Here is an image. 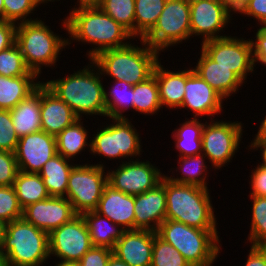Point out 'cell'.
<instances>
[{
    "instance_id": "cell-41",
    "label": "cell",
    "mask_w": 266,
    "mask_h": 266,
    "mask_svg": "<svg viewBox=\"0 0 266 266\" xmlns=\"http://www.w3.org/2000/svg\"><path fill=\"white\" fill-rule=\"evenodd\" d=\"M21 208L16 191L12 186H0V220L5 224L22 218Z\"/></svg>"
},
{
    "instance_id": "cell-21",
    "label": "cell",
    "mask_w": 266,
    "mask_h": 266,
    "mask_svg": "<svg viewBox=\"0 0 266 266\" xmlns=\"http://www.w3.org/2000/svg\"><path fill=\"white\" fill-rule=\"evenodd\" d=\"M41 130L57 136L79 118L71 108L52 92L42 81L40 84Z\"/></svg>"
},
{
    "instance_id": "cell-19",
    "label": "cell",
    "mask_w": 266,
    "mask_h": 266,
    "mask_svg": "<svg viewBox=\"0 0 266 266\" xmlns=\"http://www.w3.org/2000/svg\"><path fill=\"white\" fill-rule=\"evenodd\" d=\"M134 230L156 232L166 219L165 176L155 188L135 196Z\"/></svg>"
},
{
    "instance_id": "cell-38",
    "label": "cell",
    "mask_w": 266,
    "mask_h": 266,
    "mask_svg": "<svg viewBox=\"0 0 266 266\" xmlns=\"http://www.w3.org/2000/svg\"><path fill=\"white\" fill-rule=\"evenodd\" d=\"M0 75L5 77L38 76L26 66L16 43L0 52Z\"/></svg>"
},
{
    "instance_id": "cell-45",
    "label": "cell",
    "mask_w": 266,
    "mask_h": 266,
    "mask_svg": "<svg viewBox=\"0 0 266 266\" xmlns=\"http://www.w3.org/2000/svg\"><path fill=\"white\" fill-rule=\"evenodd\" d=\"M251 173V176H249L251 178L249 182V185H251L249 195L266 197V167L258 164Z\"/></svg>"
},
{
    "instance_id": "cell-40",
    "label": "cell",
    "mask_w": 266,
    "mask_h": 266,
    "mask_svg": "<svg viewBox=\"0 0 266 266\" xmlns=\"http://www.w3.org/2000/svg\"><path fill=\"white\" fill-rule=\"evenodd\" d=\"M4 3V20L14 24L33 21L29 14L36 10L40 2L38 0H3Z\"/></svg>"
},
{
    "instance_id": "cell-34",
    "label": "cell",
    "mask_w": 266,
    "mask_h": 266,
    "mask_svg": "<svg viewBox=\"0 0 266 266\" xmlns=\"http://www.w3.org/2000/svg\"><path fill=\"white\" fill-rule=\"evenodd\" d=\"M160 109L162 106L154 74L144 82L133 85V110L141 114L154 115Z\"/></svg>"
},
{
    "instance_id": "cell-30",
    "label": "cell",
    "mask_w": 266,
    "mask_h": 266,
    "mask_svg": "<svg viewBox=\"0 0 266 266\" xmlns=\"http://www.w3.org/2000/svg\"><path fill=\"white\" fill-rule=\"evenodd\" d=\"M81 120H76L56 136L57 153L69 160L73 158L72 161L76 155L78 156L85 150L86 146H88V151H91V144L88 143L89 132Z\"/></svg>"
},
{
    "instance_id": "cell-15",
    "label": "cell",
    "mask_w": 266,
    "mask_h": 266,
    "mask_svg": "<svg viewBox=\"0 0 266 266\" xmlns=\"http://www.w3.org/2000/svg\"><path fill=\"white\" fill-rule=\"evenodd\" d=\"M232 17L224 0L190 1L191 36H203L201 43L225 37L219 33L225 30Z\"/></svg>"
},
{
    "instance_id": "cell-36",
    "label": "cell",
    "mask_w": 266,
    "mask_h": 266,
    "mask_svg": "<svg viewBox=\"0 0 266 266\" xmlns=\"http://www.w3.org/2000/svg\"><path fill=\"white\" fill-rule=\"evenodd\" d=\"M98 7L135 37V0H102Z\"/></svg>"
},
{
    "instance_id": "cell-48",
    "label": "cell",
    "mask_w": 266,
    "mask_h": 266,
    "mask_svg": "<svg viewBox=\"0 0 266 266\" xmlns=\"http://www.w3.org/2000/svg\"><path fill=\"white\" fill-rule=\"evenodd\" d=\"M16 28L17 24L0 20V52L15 44Z\"/></svg>"
},
{
    "instance_id": "cell-20",
    "label": "cell",
    "mask_w": 266,
    "mask_h": 266,
    "mask_svg": "<svg viewBox=\"0 0 266 266\" xmlns=\"http://www.w3.org/2000/svg\"><path fill=\"white\" fill-rule=\"evenodd\" d=\"M154 231L127 230L116 242L113 254L129 266H151Z\"/></svg>"
},
{
    "instance_id": "cell-52",
    "label": "cell",
    "mask_w": 266,
    "mask_h": 266,
    "mask_svg": "<svg viewBox=\"0 0 266 266\" xmlns=\"http://www.w3.org/2000/svg\"><path fill=\"white\" fill-rule=\"evenodd\" d=\"M250 150H258L260 149L262 162L259 164H262L264 167H266V143H250L248 146Z\"/></svg>"
},
{
    "instance_id": "cell-6",
    "label": "cell",
    "mask_w": 266,
    "mask_h": 266,
    "mask_svg": "<svg viewBox=\"0 0 266 266\" xmlns=\"http://www.w3.org/2000/svg\"><path fill=\"white\" fill-rule=\"evenodd\" d=\"M0 246L7 266H41L50 258L49 233L23 217L6 223Z\"/></svg>"
},
{
    "instance_id": "cell-57",
    "label": "cell",
    "mask_w": 266,
    "mask_h": 266,
    "mask_svg": "<svg viewBox=\"0 0 266 266\" xmlns=\"http://www.w3.org/2000/svg\"><path fill=\"white\" fill-rule=\"evenodd\" d=\"M5 225L6 224L0 220V245L2 243V237H3V234L5 232Z\"/></svg>"
},
{
    "instance_id": "cell-16",
    "label": "cell",
    "mask_w": 266,
    "mask_h": 266,
    "mask_svg": "<svg viewBox=\"0 0 266 266\" xmlns=\"http://www.w3.org/2000/svg\"><path fill=\"white\" fill-rule=\"evenodd\" d=\"M56 154V136L42 130L19 138L15 151L18 168L26 173H39Z\"/></svg>"
},
{
    "instance_id": "cell-25",
    "label": "cell",
    "mask_w": 266,
    "mask_h": 266,
    "mask_svg": "<svg viewBox=\"0 0 266 266\" xmlns=\"http://www.w3.org/2000/svg\"><path fill=\"white\" fill-rule=\"evenodd\" d=\"M10 113L19 138L40 131V85L32 94L11 109Z\"/></svg>"
},
{
    "instance_id": "cell-49",
    "label": "cell",
    "mask_w": 266,
    "mask_h": 266,
    "mask_svg": "<svg viewBox=\"0 0 266 266\" xmlns=\"http://www.w3.org/2000/svg\"><path fill=\"white\" fill-rule=\"evenodd\" d=\"M250 247L247 262L244 266H266V247L254 245Z\"/></svg>"
},
{
    "instance_id": "cell-53",
    "label": "cell",
    "mask_w": 266,
    "mask_h": 266,
    "mask_svg": "<svg viewBox=\"0 0 266 266\" xmlns=\"http://www.w3.org/2000/svg\"><path fill=\"white\" fill-rule=\"evenodd\" d=\"M107 266H129L126 262L119 259L116 255L112 254L108 260Z\"/></svg>"
},
{
    "instance_id": "cell-11",
    "label": "cell",
    "mask_w": 266,
    "mask_h": 266,
    "mask_svg": "<svg viewBox=\"0 0 266 266\" xmlns=\"http://www.w3.org/2000/svg\"><path fill=\"white\" fill-rule=\"evenodd\" d=\"M239 121H214L204 124L202 131V153L215 169L225 167L240 148L243 129Z\"/></svg>"
},
{
    "instance_id": "cell-29",
    "label": "cell",
    "mask_w": 266,
    "mask_h": 266,
    "mask_svg": "<svg viewBox=\"0 0 266 266\" xmlns=\"http://www.w3.org/2000/svg\"><path fill=\"white\" fill-rule=\"evenodd\" d=\"M186 118V121L180 124V128L172 132V138L176 149L179 151V157L195 156L202 153V131L205 123H201L198 118Z\"/></svg>"
},
{
    "instance_id": "cell-24",
    "label": "cell",
    "mask_w": 266,
    "mask_h": 266,
    "mask_svg": "<svg viewBox=\"0 0 266 266\" xmlns=\"http://www.w3.org/2000/svg\"><path fill=\"white\" fill-rule=\"evenodd\" d=\"M159 61L153 71L157 79L161 106L179 109L183 104L186 84V69L178 71L166 70Z\"/></svg>"
},
{
    "instance_id": "cell-23",
    "label": "cell",
    "mask_w": 266,
    "mask_h": 266,
    "mask_svg": "<svg viewBox=\"0 0 266 266\" xmlns=\"http://www.w3.org/2000/svg\"><path fill=\"white\" fill-rule=\"evenodd\" d=\"M197 61L193 70L224 99H227L232 94H236L244 83L229 68L218 65V63L211 60L202 50L200 58Z\"/></svg>"
},
{
    "instance_id": "cell-58",
    "label": "cell",
    "mask_w": 266,
    "mask_h": 266,
    "mask_svg": "<svg viewBox=\"0 0 266 266\" xmlns=\"http://www.w3.org/2000/svg\"><path fill=\"white\" fill-rule=\"evenodd\" d=\"M0 20H4V3L0 0Z\"/></svg>"
},
{
    "instance_id": "cell-9",
    "label": "cell",
    "mask_w": 266,
    "mask_h": 266,
    "mask_svg": "<svg viewBox=\"0 0 266 266\" xmlns=\"http://www.w3.org/2000/svg\"><path fill=\"white\" fill-rule=\"evenodd\" d=\"M190 37V1L166 0L157 23L142 39L151 48L163 52Z\"/></svg>"
},
{
    "instance_id": "cell-55",
    "label": "cell",
    "mask_w": 266,
    "mask_h": 266,
    "mask_svg": "<svg viewBox=\"0 0 266 266\" xmlns=\"http://www.w3.org/2000/svg\"><path fill=\"white\" fill-rule=\"evenodd\" d=\"M55 266H81V265L78 262L59 261V263L55 264Z\"/></svg>"
},
{
    "instance_id": "cell-2",
    "label": "cell",
    "mask_w": 266,
    "mask_h": 266,
    "mask_svg": "<svg viewBox=\"0 0 266 266\" xmlns=\"http://www.w3.org/2000/svg\"><path fill=\"white\" fill-rule=\"evenodd\" d=\"M89 63L92 65L88 64L82 70L74 71L67 77L43 81L79 119H83L85 115L106 117L105 86L101 81L102 75L91 60Z\"/></svg>"
},
{
    "instance_id": "cell-47",
    "label": "cell",
    "mask_w": 266,
    "mask_h": 266,
    "mask_svg": "<svg viewBox=\"0 0 266 266\" xmlns=\"http://www.w3.org/2000/svg\"><path fill=\"white\" fill-rule=\"evenodd\" d=\"M240 14L253 17L261 27H266V0H251Z\"/></svg>"
},
{
    "instance_id": "cell-35",
    "label": "cell",
    "mask_w": 266,
    "mask_h": 266,
    "mask_svg": "<svg viewBox=\"0 0 266 266\" xmlns=\"http://www.w3.org/2000/svg\"><path fill=\"white\" fill-rule=\"evenodd\" d=\"M165 4L166 0H135V40L154 27Z\"/></svg>"
},
{
    "instance_id": "cell-3",
    "label": "cell",
    "mask_w": 266,
    "mask_h": 266,
    "mask_svg": "<svg viewBox=\"0 0 266 266\" xmlns=\"http://www.w3.org/2000/svg\"><path fill=\"white\" fill-rule=\"evenodd\" d=\"M141 47L130 43L122 48L103 50L91 61L98 67L101 75L114 80L125 81L131 85L144 82L153 75L160 52L151 48L143 39Z\"/></svg>"
},
{
    "instance_id": "cell-13",
    "label": "cell",
    "mask_w": 266,
    "mask_h": 266,
    "mask_svg": "<svg viewBox=\"0 0 266 266\" xmlns=\"http://www.w3.org/2000/svg\"><path fill=\"white\" fill-rule=\"evenodd\" d=\"M127 161L123 160L118 168L107 171V183L128 195L136 196L155 188L165 176L150 161H140L139 158H128Z\"/></svg>"
},
{
    "instance_id": "cell-4",
    "label": "cell",
    "mask_w": 266,
    "mask_h": 266,
    "mask_svg": "<svg viewBox=\"0 0 266 266\" xmlns=\"http://www.w3.org/2000/svg\"><path fill=\"white\" fill-rule=\"evenodd\" d=\"M209 190L174 183L165 175L166 219L202 230H217Z\"/></svg>"
},
{
    "instance_id": "cell-44",
    "label": "cell",
    "mask_w": 266,
    "mask_h": 266,
    "mask_svg": "<svg viewBox=\"0 0 266 266\" xmlns=\"http://www.w3.org/2000/svg\"><path fill=\"white\" fill-rule=\"evenodd\" d=\"M113 250L106 247L92 246L78 261L81 266H107Z\"/></svg>"
},
{
    "instance_id": "cell-50",
    "label": "cell",
    "mask_w": 266,
    "mask_h": 266,
    "mask_svg": "<svg viewBox=\"0 0 266 266\" xmlns=\"http://www.w3.org/2000/svg\"><path fill=\"white\" fill-rule=\"evenodd\" d=\"M230 13H241L251 0H224Z\"/></svg>"
},
{
    "instance_id": "cell-56",
    "label": "cell",
    "mask_w": 266,
    "mask_h": 266,
    "mask_svg": "<svg viewBox=\"0 0 266 266\" xmlns=\"http://www.w3.org/2000/svg\"><path fill=\"white\" fill-rule=\"evenodd\" d=\"M0 266H7L6 257L0 246Z\"/></svg>"
},
{
    "instance_id": "cell-54",
    "label": "cell",
    "mask_w": 266,
    "mask_h": 266,
    "mask_svg": "<svg viewBox=\"0 0 266 266\" xmlns=\"http://www.w3.org/2000/svg\"><path fill=\"white\" fill-rule=\"evenodd\" d=\"M102 0H77L78 7L83 6H98Z\"/></svg>"
},
{
    "instance_id": "cell-7",
    "label": "cell",
    "mask_w": 266,
    "mask_h": 266,
    "mask_svg": "<svg viewBox=\"0 0 266 266\" xmlns=\"http://www.w3.org/2000/svg\"><path fill=\"white\" fill-rule=\"evenodd\" d=\"M42 20L17 24L16 44L26 66L38 76L43 66L56 65L58 55L68 46V39L54 33ZM63 38V39H62ZM62 49V50H61Z\"/></svg>"
},
{
    "instance_id": "cell-39",
    "label": "cell",
    "mask_w": 266,
    "mask_h": 266,
    "mask_svg": "<svg viewBox=\"0 0 266 266\" xmlns=\"http://www.w3.org/2000/svg\"><path fill=\"white\" fill-rule=\"evenodd\" d=\"M151 266H191L181 253L154 232Z\"/></svg>"
},
{
    "instance_id": "cell-51",
    "label": "cell",
    "mask_w": 266,
    "mask_h": 266,
    "mask_svg": "<svg viewBox=\"0 0 266 266\" xmlns=\"http://www.w3.org/2000/svg\"><path fill=\"white\" fill-rule=\"evenodd\" d=\"M260 127L255 134V138L251 141V143H266V116L263 118V121L260 122Z\"/></svg>"
},
{
    "instance_id": "cell-14",
    "label": "cell",
    "mask_w": 266,
    "mask_h": 266,
    "mask_svg": "<svg viewBox=\"0 0 266 266\" xmlns=\"http://www.w3.org/2000/svg\"><path fill=\"white\" fill-rule=\"evenodd\" d=\"M92 246L86 222L79 214L49 233L50 257L63 262H78Z\"/></svg>"
},
{
    "instance_id": "cell-27",
    "label": "cell",
    "mask_w": 266,
    "mask_h": 266,
    "mask_svg": "<svg viewBox=\"0 0 266 266\" xmlns=\"http://www.w3.org/2000/svg\"><path fill=\"white\" fill-rule=\"evenodd\" d=\"M81 215L86 222L92 245L113 250L125 230L95 210Z\"/></svg>"
},
{
    "instance_id": "cell-12",
    "label": "cell",
    "mask_w": 266,
    "mask_h": 266,
    "mask_svg": "<svg viewBox=\"0 0 266 266\" xmlns=\"http://www.w3.org/2000/svg\"><path fill=\"white\" fill-rule=\"evenodd\" d=\"M227 36L201 43V50L220 66L229 68L244 83L254 72L252 42L250 39Z\"/></svg>"
},
{
    "instance_id": "cell-1",
    "label": "cell",
    "mask_w": 266,
    "mask_h": 266,
    "mask_svg": "<svg viewBox=\"0 0 266 266\" xmlns=\"http://www.w3.org/2000/svg\"><path fill=\"white\" fill-rule=\"evenodd\" d=\"M61 22L63 29L70 35L68 45L73 42L94 45L87 51L89 60L107 49L122 48L131 43L135 37L121 24L104 13L98 6L75 5L70 9L69 16ZM130 39V40H129ZM129 40V41H127Z\"/></svg>"
},
{
    "instance_id": "cell-26",
    "label": "cell",
    "mask_w": 266,
    "mask_h": 266,
    "mask_svg": "<svg viewBox=\"0 0 266 266\" xmlns=\"http://www.w3.org/2000/svg\"><path fill=\"white\" fill-rule=\"evenodd\" d=\"M38 77L40 76L5 77L0 75V109L11 110L32 94L42 83V81H37Z\"/></svg>"
},
{
    "instance_id": "cell-17",
    "label": "cell",
    "mask_w": 266,
    "mask_h": 266,
    "mask_svg": "<svg viewBox=\"0 0 266 266\" xmlns=\"http://www.w3.org/2000/svg\"><path fill=\"white\" fill-rule=\"evenodd\" d=\"M183 104L180 107L189 108L193 112V118L202 115L212 116L222 112L223 100L225 99L217 93L206 81H204L193 67L186 69V84Z\"/></svg>"
},
{
    "instance_id": "cell-33",
    "label": "cell",
    "mask_w": 266,
    "mask_h": 266,
    "mask_svg": "<svg viewBox=\"0 0 266 266\" xmlns=\"http://www.w3.org/2000/svg\"><path fill=\"white\" fill-rule=\"evenodd\" d=\"M115 82V83H114ZM114 85L107 92L105 88L106 117L127 118L123 115L128 109H133V85L125 81L113 80Z\"/></svg>"
},
{
    "instance_id": "cell-42",
    "label": "cell",
    "mask_w": 266,
    "mask_h": 266,
    "mask_svg": "<svg viewBox=\"0 0 266 266\" xmlns=\"http://www.w3.org/2000/svg\"><path fill=\"white\" fill-rule=\"evenodd\" d=\"M18 141L10 110L0 109V151L15 153Z\"/></svg>"
},
{
    "instance_id": "cell-32",
    "label": "cell",
    "mask_w": 266,
    "mask_h": 266,
    "mask_svg": "<svg viewBox=\"0 0 266 266\" xmlns=\"http://www.w3.org/2000/svg\"><path fill=\"white\" fill-rule=\"evenodd\" d=\"M205 158L207 159L203 153L195 156L179 157L178 164H180V167L177 170H180L178 172L179 174L181 173V176L174 177V174L172 177L166 176L174 183L208 188L206 180V177H208L206 176L208 165H206Z\"/></svg>"
},
{
    "instance_id": "cell-8",
    "label": "cell",
    "mask_w": 266,
    "mask_h": 266,
    "mask_svg": "<svg viewBox=\"0 0 266 266\" xmlns=\"http://www.w3.org/2000/svg\"><path fill=\"white\" fill-rule=\"evenodd\" d=\"M112 124H107L104 128H98L91 144V155L98 154L109 159L128 158L133 160L140 157L142 153L141 137L134 125L127 118H111Z\"/></svg>"
},
{
    "instance_id": "cell-43",
    "label": "cell",
    "mask_w": 266,
    "mask_h": 266,
    "mask_svg": "<svg viewBox=\"0 0 266 266\" xmlns=\"http://www.w3.org/2000/svg\"><path fill=\"white\" fill-rule=\"evenodd\" d=\"M18 171L15 153L0 151V186H12Z\"/></svg>"
},
{
    "instance_id": "cell-10",
    "label": "cell",
    "mask_w": 266,
    "mask_h": 266,
    "mask_svg": "<svg viewBox=\"0 0 266 266\" xmlns=\"http://www.w3.org/2000/svg\"><path fill=\"white\" fill-rule=\"evenodd\" d=\"M103 164H75L69 174L65 197L79 215L98 206L107 184V172Z\"/></svg>"
},
{
    "instance_id": "cell-28",
    "label": "cell",
    "mask_w": 266,
    "mask_h": 266,
    "mask_svg": "<svg viewBox=\"0 0 266 266\" xmlns=\"http://www.w3.org/2000/svg\"><path fill=\"white\" fill-rule=\"evenodd\" d=\"M71 160L56 154L48 160L38 173L43 179L46 190L50 196L65 197L69 174L75 164Z\"/></svg>"
},
{
    "instance_id": "cell-46",
    "label": "cell",
    "mask_w": 266,
    "mask_h": 266,
    "mask_svg": "<svg viewBox=\"0 0 266 266\" xmlns=\"http://www.w3.org/2000/svg\"><path fill=\"white\" fill-rule=\"evenodd\" d=\"M256 39H251L254 66L259 62L266 66V27H260L255 34Z\"/></svg>"
},
{
    "instance_id": "cell-37",
    "label": "cell",
    "mask_w": 266,
    "mask_h": 266,
    "mask_svg": "<svg viewBox=\"0 0 266 266\" xmlns=\"http://www.w3.org/2000/svg\"><path fill=\"white\" fill-rule=\"evenodd\" d=\"M252 201L251 229L248 239L251 245L266 247V197L249 195Z\"/></svg>"
},
{
    "instance_id": "cell-18",
    "label": "cell",
    "mask_w": 266,
    "mask_h": 266,
    "mask_svg": "<svg viewBox=\"0 0 266 266\" xmlns=\"http://www.w3.org/2000/svg\"><path fill=\"white\" fill-rule=\"evenodd\" d=\"M77 215L66 197L50 196L25 207L22 217L35 227L50 233Z\"/></svg>"
},
{
    "instance_id": "cell-5",
    "label": "cell",
    "mask_w": 266,
    "mask_h": 266,
    "mask_svg": "<svg viewBox=\"0 0 266 266\" xmlns=\"http://www.w3.org/2000/svg\"><path fill=\"white\" fill-rule=\"evenodd\" d=\"M156 234L176 248L191 266H212L221 250L217 230H202L165 219Z\"/></svg>"
},
{
    "instance_id": "cell-22",
    "label": "cell",
    "mask_w": 266,
    "mask_h": 266,
    "mask_svg": "<svg viewBox=\"0 0 266 266\" xmlns=\"http://www.w3.org/2000/svg\"><path fill=\"white\" fill-rule=\"evenodd\" d=\"M134 203L135 196L118 191L107 183L95 211L125 231L134 230Z\"/></svg>"
},
{
    "instance_id": "cell-31",
    "label": "cell",
    "mask_w": 266,
    "mask_h": 266,
    "mask_svg": "<svg viewBox=\"0 0 266 266\" xmlns=\"http://www.w3.org/2000/svg\"><path fill=\"white\" fill-rule=\"evenodd\" d=\"M13 187L22 209L50 197L43 179L38 173H26L19 170Z\"/></svg>"
},
{
    "instance_id": "cell-59",
    "label": "cell",
    "mask_w": 266,
    "mask_h": 266,
    "mask_svg": "<svg viewBox=\"0 0 266 266\" xmlns=\"http://www.w3.org/2000/svg\"><path fill=\"white\" fill-rule=\"evenodd\" d=\"M38 1L40 2V4H43V3L54 2L58 0H38Z\"/></svg>"
}]
</instances>
